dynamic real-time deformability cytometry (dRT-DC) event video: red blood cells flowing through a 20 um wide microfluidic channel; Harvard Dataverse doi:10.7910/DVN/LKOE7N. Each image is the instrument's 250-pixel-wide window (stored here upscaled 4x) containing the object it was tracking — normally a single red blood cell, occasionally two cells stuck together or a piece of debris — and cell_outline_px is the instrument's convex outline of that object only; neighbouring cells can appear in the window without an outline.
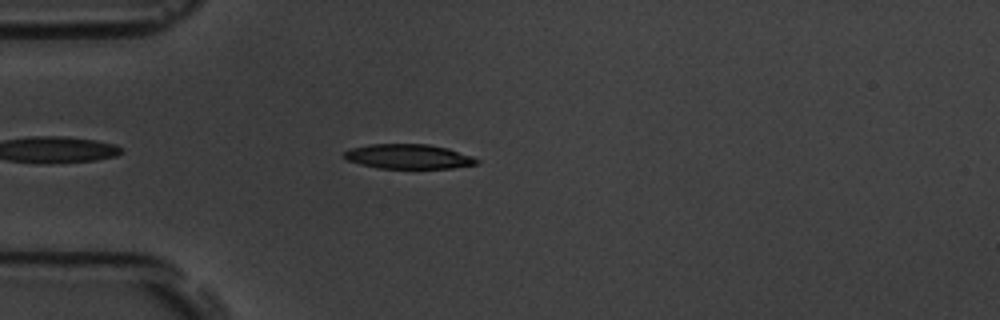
{"species": "common noctule bat (a hibernating species)", "species_latin": "Nyctalus noctula", "temperature_condition": "room temperature", "stored_images_in_passage": 4, "camera_frame_rate_fps": 3000, "um_per_image_px": 0.085, "animal": {"sex": "male", "body_mass_g": 19.5, "forearm_length_mm": 54.6}, "frame": {"image": 1, "passage_image": 4, "time_ms": 1.0, "image_size_px": [1000, 320], "cell_outline_px": [[480, 164], [452, 168], [380, 168], [360, 164], [348, 160], [340, 156], [344, 152], [352, 148], [372, 144], [428, 144], [448, 148], [472, 156], [480, 160]], "centroid_in_image_um": [34.75, 13.3], "position_along_channel_um": 50.3, "area_um2": 19.07}}